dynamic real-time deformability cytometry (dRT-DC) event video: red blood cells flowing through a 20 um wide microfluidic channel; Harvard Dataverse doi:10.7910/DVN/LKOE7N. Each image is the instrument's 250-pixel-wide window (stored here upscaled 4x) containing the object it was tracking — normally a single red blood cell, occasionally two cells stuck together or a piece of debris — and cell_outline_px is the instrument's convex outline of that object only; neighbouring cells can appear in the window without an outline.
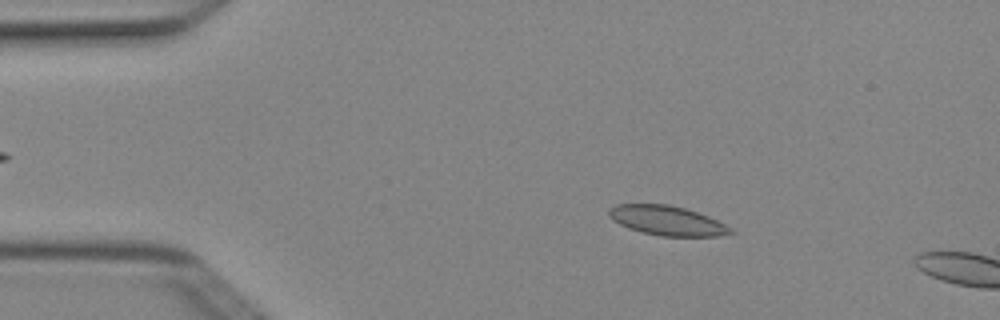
{"species": "Egyptian fruit bat (a non-hibernating species)", "species_latin": "Rousettus aegyptiacus", "temperature_condition": "cold", "stored_images_in_passage": 3, "camera_frame_rate_fps": 3000, "um_per_image_px": 0.085, "animal": {"sex": "female"}, "frame": {"image": 1, "passage_image": 2, "time_ms": 0.333, "image_size_px": [1000, 320], "cell_outline_px": [[736, 232], [720, 236], [660, 236], [640, 232], [628, 228], [612, 220], [608, 216], [608, 208], [616, 204], [668, 204], [684, 208], [708, 216], [732, 228]], "centroid_in_image_um": [56.67, 18.75], "position_along_channel_um": 28.3, "area_um2": 21.04}}